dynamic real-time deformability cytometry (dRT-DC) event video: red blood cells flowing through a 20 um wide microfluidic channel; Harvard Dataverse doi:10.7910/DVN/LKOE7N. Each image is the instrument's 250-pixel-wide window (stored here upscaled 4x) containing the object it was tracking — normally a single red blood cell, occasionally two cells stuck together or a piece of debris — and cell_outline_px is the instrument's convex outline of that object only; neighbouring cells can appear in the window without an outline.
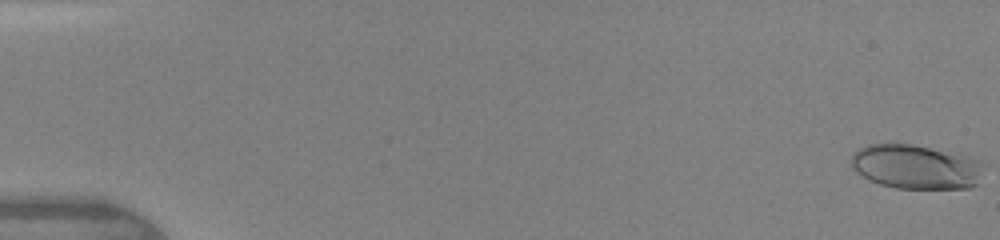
{"species": "human", "species_latin": "Homo sapiens", "temperature_condition": "warm", "stored_images_in_passage": 37, "camera_frame_rate_fps": 3000, "um_per_image_px": 0.085, "donor": {"sex": "female"}, "frame": {"image": 1, "passage_image": 1, "time_ms": 0.0, "image_size_px": [1000, 240], "cell_outline_px": [[980, 160], [976, 184], [972, 188], [896, 188], [880, 184], [868, 180], [852, 164], [852, 152], [868, 144], [912, 144], [968, 156]], "centroid_in_image_um": [77.81, 14.17], "position_along_channel_um": 7.2, "area_um2": 33.47}}
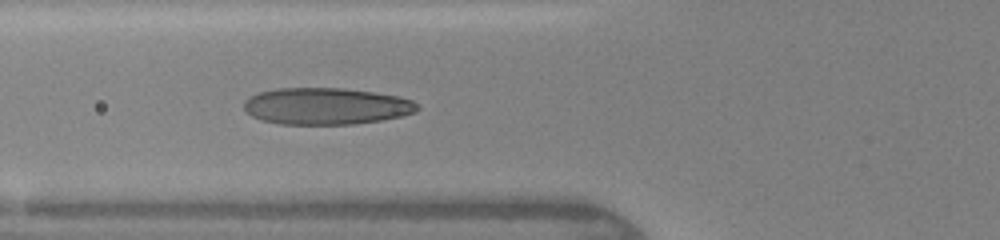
{"frame": {"image": 2, "passage_image": 12, "time_ms": 6.0, "image_size_px": [1000, 240], "cell_outline_px": [[420, 108], [416, 112], [400, 116], [380, 120], [352, 124], [280, 124], [260, 120], [252, 116], [244, 108], [244, 100], [248, 96], [260, 92], [276, 88], [344, 88], [372, 92], [396, 96], [412, 100]], "centroid_in_image_um": [27.68, 9.02], "position_along_channel_um": 98.1, "area_um2": 37.05}}
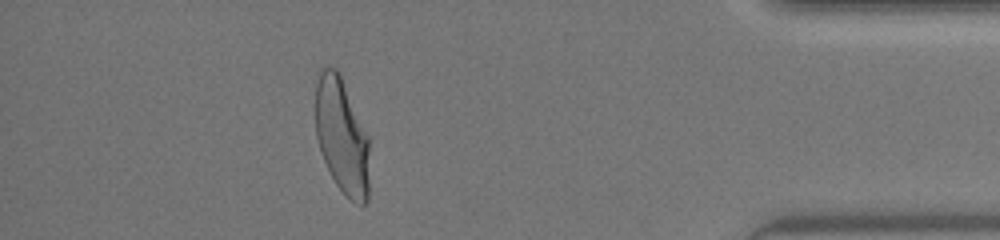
{"frame": {"image": 3, "passage_image": 33, "time_ms": 14.0, "image_size_px": [1000, 240], "cell_outline_px": [[368, 200], [364, 204], [356, 204], [348, 200], [344, 196], [336, 184], [320, 152], [316, 136], [316, 72], [320, 68], [336, 68], [340, 72], [368, 136]], "centroid_in_image_um": [29.04, 11.55], "position_along_channel_um": 406.2, "area_um2": 36.65}, "authors_computed_cell_mechanics": {"area_um2": 36.125, "velocity_mm_per_s": 4.3278, "shape_relaxation_time_tau1_ms": 3.9064, "shape_relaxation_time_tau2_ms": null, "deformation_change_tau1": 0.1851, "deformation_change_tau2": null}}